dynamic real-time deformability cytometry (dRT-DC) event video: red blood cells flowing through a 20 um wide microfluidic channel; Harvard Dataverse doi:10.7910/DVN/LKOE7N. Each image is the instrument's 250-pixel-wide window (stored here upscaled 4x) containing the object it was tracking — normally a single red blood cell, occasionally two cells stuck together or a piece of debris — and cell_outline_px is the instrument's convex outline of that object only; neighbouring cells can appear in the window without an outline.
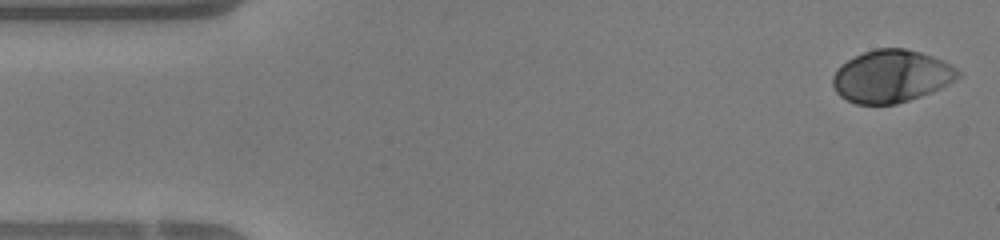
{"species": "human", "species_latin": "Homo sapiens", "temperature_condition": "warm", "stored_images_in_passage": 46, "camera_frame_rate_fps": 3000, "um_per_image_px": 0.085, "donor": {"sex": "female"}, "frame": {"image": 1, "passage_image": 1, "time_ms": 0.0, "image_size_px": [1000, 240], "cell_outline_px": [[960, 76], [948, 84], [932, 92], [896, 104], [856, 104], [840, 96], [836, 92], [832, 84], [832, 76], [836, 68], [840, 64], [864, 52], [876, 48], [904, 48], [920, 52], [944, 60], [956, 68], [960, 72]], "centroid_in_image_um": [75.75, 6.48], "position_along_channel_um": 9.3, "area_um2": 38.32}}
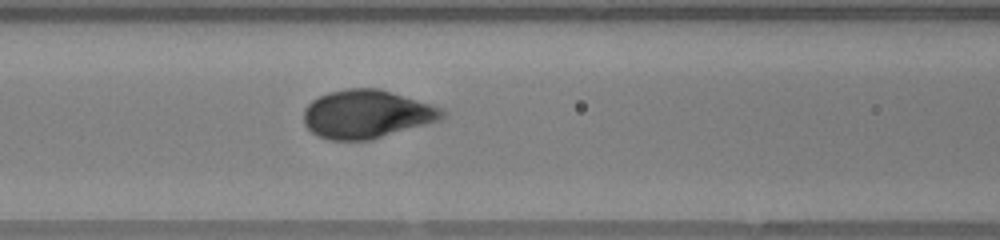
{"frame": {"image": 2, "passage_image": 18, "time_ms": 5.667, "image_size_px": [1000, 240], "cell_outline_px": [[448, 112], [440, 120], [372, 140], [328, 140], [312, 132], [304, 124], [304, 108], [312, 100], [328, 92], [344, 88], [380, 88], [432, 104]], "centroid_in_image_um": [31.18, 9.69], "position_along_channel_um": 135.4, "area_um2": 39.25}}
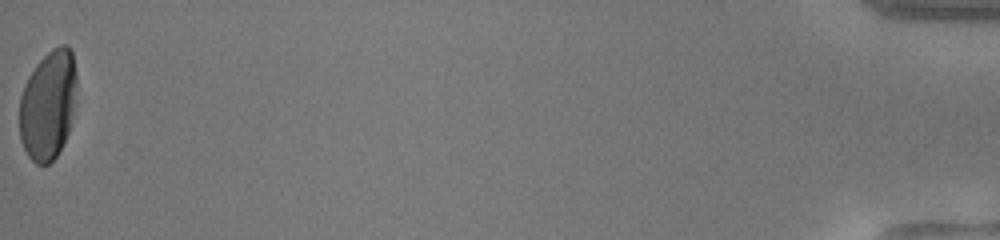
{"frame": {"image": 3, "passage_image": 46, "time_ms": 15.0, "image_size_px": [1000, 240], "cell_outline_px": [[76, 84], [72, 116], [68, 132], [56, 156], [48, 164], [36, 164], [28, 156], [20, 140], [20, 96], [24, 84], [28, 76], [36, 64], [52, 48], [60, 44], [68, 44], [72, 52], [76, 72]], "centroid_in_image_um": [4.08, 8.89], "position_along_channel_um": 431.1, "area_um2": 36.41}, "authors_computed_cell_mechanics": {"area_um2": 37.9168, "velocity_mm_per_s": 4.3434, "shape_relaxation_time_tau1_ms": 2.5978, "shape_relaxation_time_tau2_ms": null, "deformation_change_tau1": 0.1818, "deformation_change_tau2": null}}